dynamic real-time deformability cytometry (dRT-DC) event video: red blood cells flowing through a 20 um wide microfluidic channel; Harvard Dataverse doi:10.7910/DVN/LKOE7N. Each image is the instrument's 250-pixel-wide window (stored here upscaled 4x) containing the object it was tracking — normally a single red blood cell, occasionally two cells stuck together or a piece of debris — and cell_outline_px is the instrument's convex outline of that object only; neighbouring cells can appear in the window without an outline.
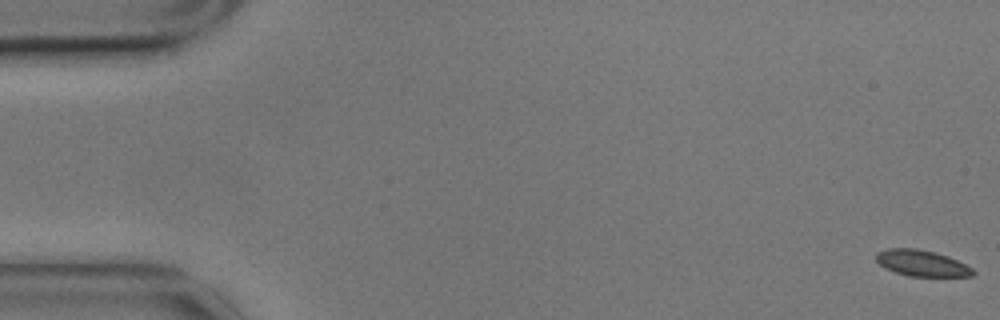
{"species": "common noctule bat (a hibernating species)", "species_latin": "Nyctalus noctula", "temperature_condition": "cold", "stored_images_in_passage": 17, "camera_frame_rate_fps": 3000, "um_per_image_px": 0.085, "animal": {"sex": "male", "body_mass_g": 17.9}, "frame": {"image": 1, "passage_image": 1, "time_ms": 0.0, "image_size_px": [1000, 320], "cell_outline_px": [[976, 276], [908, 276], [896, 272], [880, 264], [876, 260], [876, 252], [888, 248], [916, 248], [936, 252], [948, 256], [972, 268], [976, 272]], "centroid_in_image_um": [78.37, 22.36], "position_along_channel_um": 6.6, "area_um2": 14.68}}
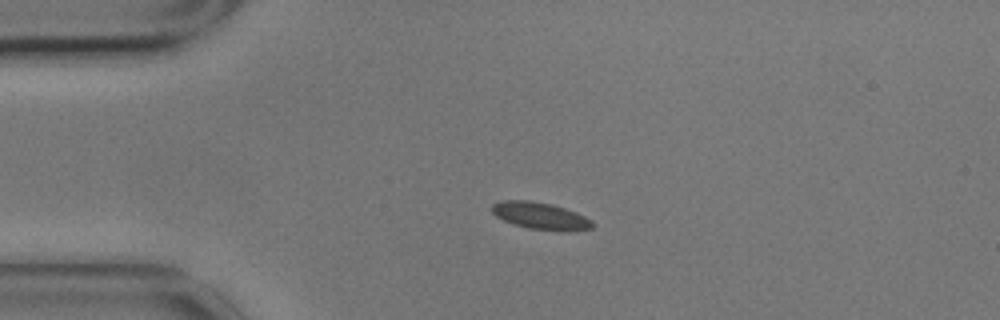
{"frame": {"image": 2, "passage_image": 14, "time_ms": 4.333, "image_size_px": [1000, 320], "cell_outline_px": [[596, 224], [592, 228], [568, 232], [528, 228], [504, 220], [496, 216], [492, 212], [492, 204], [504, 200], [528, 200], [552, 204], [576, 212], [592, 220]], "centroid_in_image_um": [45.99, 18.35], "position_along_channel_um": 39.0, "area_um2": 15.84}}